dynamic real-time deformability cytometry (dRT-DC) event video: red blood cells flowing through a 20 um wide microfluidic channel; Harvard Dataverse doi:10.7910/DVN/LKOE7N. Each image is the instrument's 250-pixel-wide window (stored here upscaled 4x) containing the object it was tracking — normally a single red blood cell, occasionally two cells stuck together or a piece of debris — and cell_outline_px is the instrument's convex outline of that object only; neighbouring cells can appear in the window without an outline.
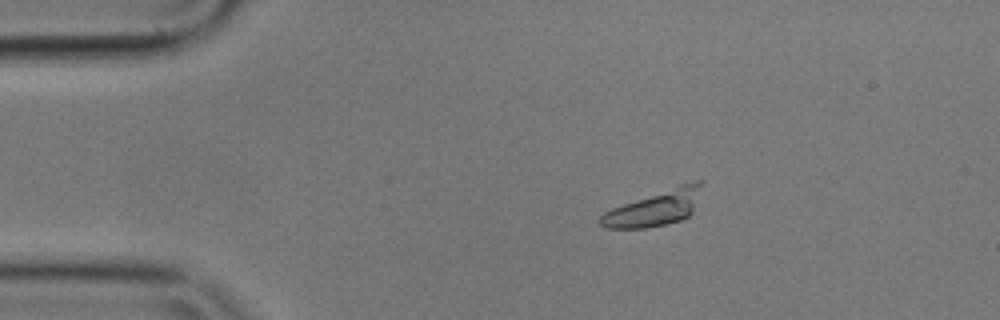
{"species": "common noctule bat (a hibernating species)", "species_latin": "Nyctalus noctula", "temperature_condition": "cold", "stored_images_in_passage": 5, "camera_frame_rate_fps": 3000, "um_per_image_px": 0.085, "animal": {"sex": "male", "body_mass_g": 17.9}, "frame": {"image": 1, "passage_image": 2, "time_ms": 0.333, "image_size_px": [1000, 320], "cell_outline_px": [[704, 180], [692, 212], [688, 216], [680, 220], [664, 224], [644, 228], [604, 228], [596, 220], [604, 212], [612, 208], [680, 184], [696, 180]], "centroid_in_image_um": [55.62, 17.69], "position_along_channel_um": 29.4, "area_um2": 20.58}}
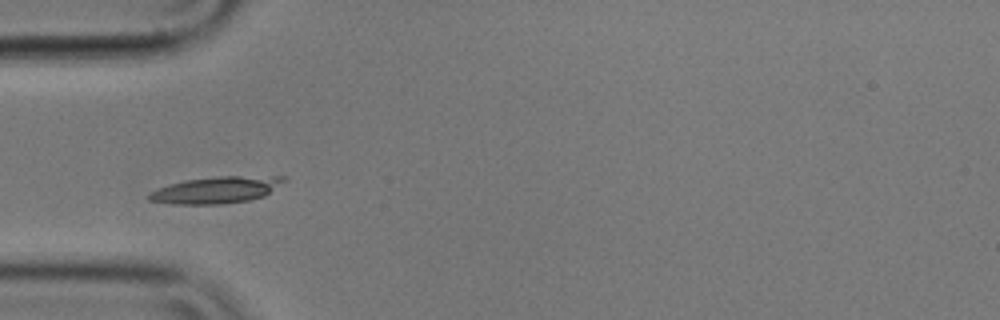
{"frame": {"image": 2, "passage_image": 4, "time_ms": 1.0, "image_size_px": [1000, 320], "cell_outline_px": [[288, 180], [264, 196], [248, 200], [220, 204], [172, 204], [148, 200], [148, 196], [156, 188], [168, 184], [184, 180], [220, 176], [288, 176]], "centroid_in_image_um": [18.41, 16.13], "position_along_channel_um": 66.6, "area_um2": 21.1}}
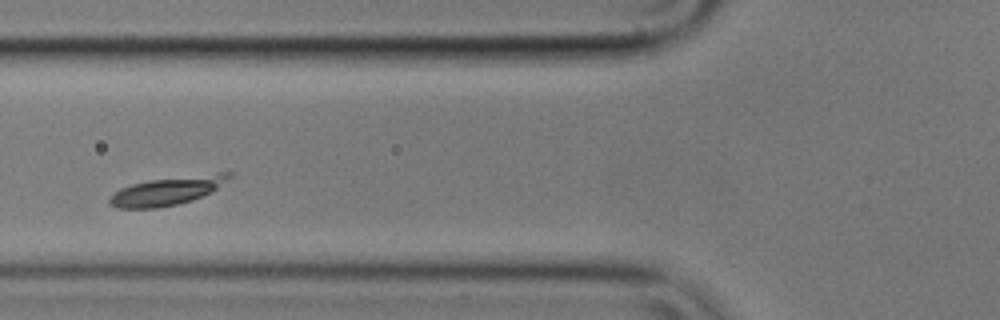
{"frame": {"image": 3, "passage_image": 5, "time_ms": 1.333, "image_size_px": [1000, 320], "cell_outline_px": [[232, 176], [212, 192], [192, 200], [176, 204], [156, 208], [116, 208], [108, 204], [108, 200], [120, 188], [132, 184], [148, 180], [220, 172], [232, 172]], "centroid_in_image_um": [14.22, 16.22], "position_along_channel_um": 111.6, "area_um2": 19.59}}